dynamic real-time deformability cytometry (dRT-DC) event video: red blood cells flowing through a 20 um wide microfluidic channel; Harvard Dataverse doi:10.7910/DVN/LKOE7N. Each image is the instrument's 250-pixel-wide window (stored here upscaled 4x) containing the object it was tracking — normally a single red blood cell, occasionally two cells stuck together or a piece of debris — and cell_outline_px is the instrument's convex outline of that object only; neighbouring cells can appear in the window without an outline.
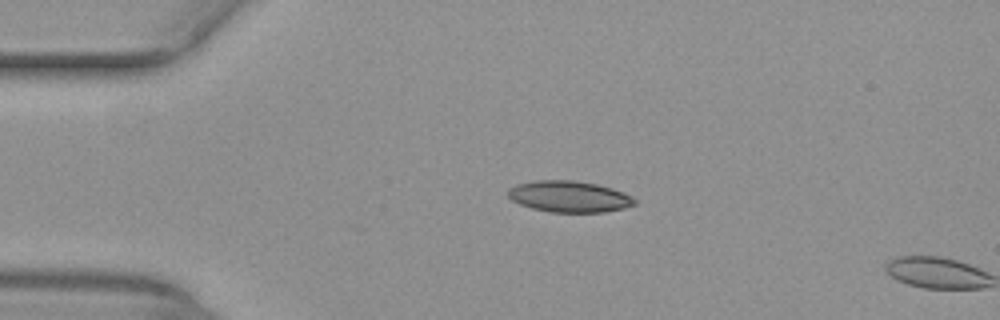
{"species": "common noctule bat (a hibernating species)", "species_latin": "Nyctalus noctula", "temperature_condition": "warm", "stored_images_in_passage": 2, "camera_frame_rate_fps": 3000, "um_per_image_px": 0.085, "animal": {"sex": "female", "body_mass_g": 29.2, "forearm_length_mm": 56.3}, "frame": {"image": 1, "passage_image": 1, "time_ms": 0.0, "image_size_px": [1000, 320], "cell_outline_px": [[636, 204], [624, 208], [604, 212], [552, 212], [532, 208], [520, 204], [512, 200], [508, 196], [508, 188], [516, 184], [536, 180], [572, 180], [596, 184], [612, 188], [624, 192], [632, 196], [636, 200]], "centroid_in_image_um": [48.39, 16.7], "position_along_channel_um": 36.6, "area_um2": 23.12}}